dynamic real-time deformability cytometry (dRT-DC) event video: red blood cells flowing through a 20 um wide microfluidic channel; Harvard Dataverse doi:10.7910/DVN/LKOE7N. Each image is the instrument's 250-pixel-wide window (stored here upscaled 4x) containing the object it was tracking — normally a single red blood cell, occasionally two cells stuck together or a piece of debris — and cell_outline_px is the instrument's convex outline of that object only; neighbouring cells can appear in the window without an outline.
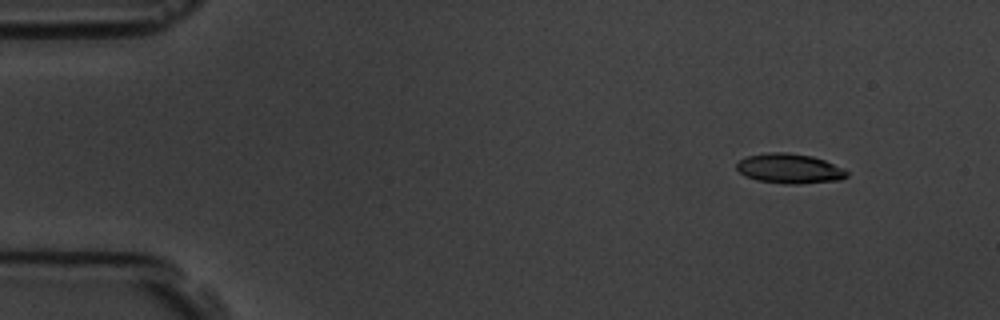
{"species": "common noctule bat (a hibernating species)", "species_latin": "Nyctalus noctula", "temperature_condition": "room temperature", "stored_images_in_passage": 15, "camera_frame_rate_fps": 3000, "um_per_image_px": 0.085, "animal": {"sex": "male", "body_mass_g": 19.5, "forearm_length_mm": 54.6}, "frame": {"image": 1, "passage_image": 2, "time_ms": 1.333, "image_size_px": [1000, 320], "cell_outline_px": [[848, 176], [840, 180], [800, 184], [784, 184], [756, 180], [744, 176], [736, 168], [736, 164], [740, 160], [748, 156], [768, 152], [788, 152], [812, 156], [824, 160], [848, 172]], "centroid_in_image_um": [67.08, 14.33], "position_along_channel_um": 17.9, "area_um2": 19.13}}
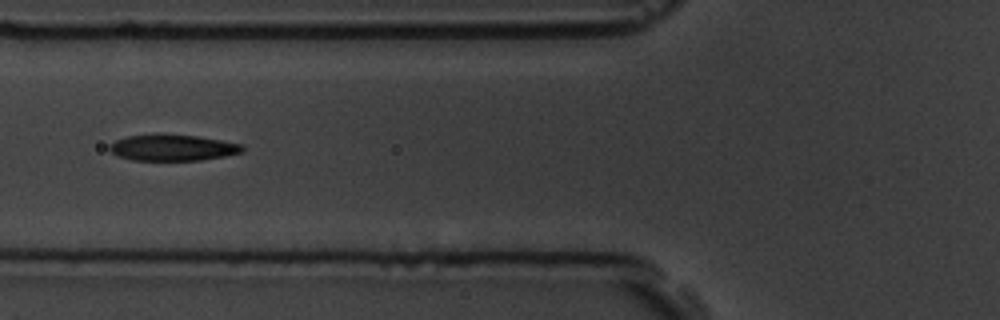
{"frame": {"image": 2, "passage_image": 6, "time_ms": 6.667, "image_size_px": [1000, 320], "cell_outline_px": [[244, 152], [224, 156], [200, 160], [132, 160], [116, 156], [108, 148], [108, 144], [116, 140], [128, 136], [156, 132], [160, 132], [196, 136], [244, 144]], "centroid_in_image_um": [14.64, 12.52], "position_along_channel_um": 111.2, "area_um2": 20.81}}
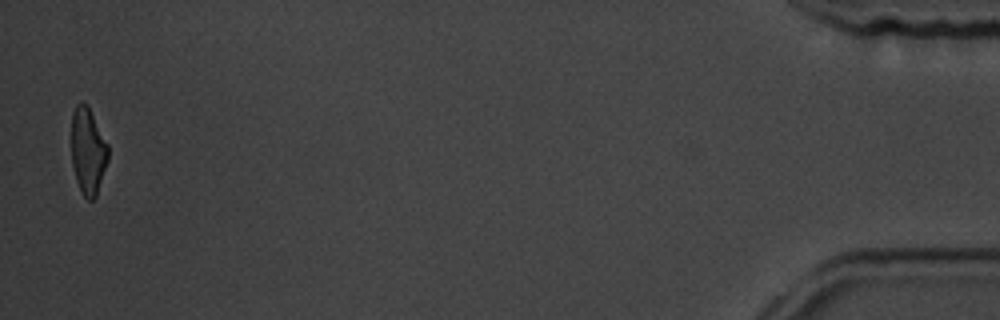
{"frame": {"image": 3, "passage_image": 15, "time_ms": 18.0, "image_size_px": [1000, 320], "cell_outline_px": [[108, 160], [96, 196], [92, 200], [88, 200], [80, 192], [76, 180], [72, 164], [72, 112], [76, 104], [80, 100], [88, 104], [108, 144]], "centroid_in_image_um": [7.47, 12.8], "position_along_channel_um": 427.7, "area_um2": 18.73}, "authors_computed_cell_mechanics": {"area_um2": 20.4612, "velocity_mm_per_s": 3.6063, "shape_relaxation_time_tau1_ms": 4.325, "shape_relaxation_time_tau2_ms": 3.8779, "deformation_change_tau1": 0.1817, "deformation_change_tau2": 0.1177}}